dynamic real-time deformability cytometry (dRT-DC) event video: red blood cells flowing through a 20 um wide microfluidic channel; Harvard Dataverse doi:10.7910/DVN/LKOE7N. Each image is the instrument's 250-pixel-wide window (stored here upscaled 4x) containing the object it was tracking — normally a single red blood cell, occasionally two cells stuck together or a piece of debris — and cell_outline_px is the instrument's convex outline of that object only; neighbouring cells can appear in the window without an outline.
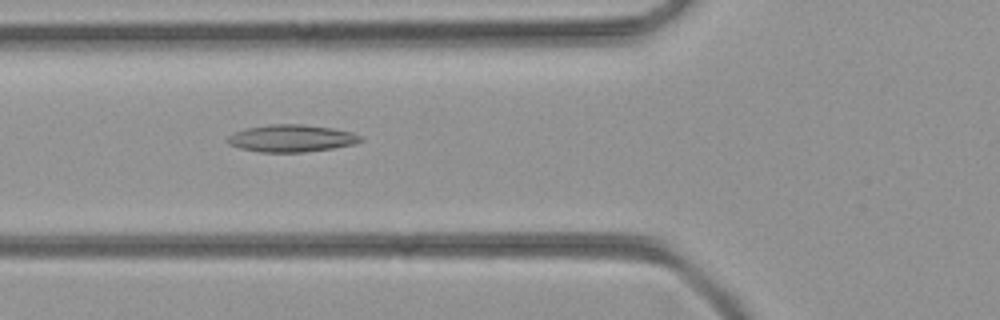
{"species": "common noctule bat (a hibernating species)", "species_latin": "Nyctalus noctula", "temperature_condition": "room temperature", "stored_images_in_passage": 48, "camera_frame_rate_fps": 3000, "um_per_image_px": 0.085, "animal": {"sex": "female", "body_mass_g": 21.9}, "frame": {"image": 1, "passage_image": 18, "time_ms": 5.667, "image_size_px": [1000, 320], "cell_outline_px": [[364, 140], [356, 144], [332, 148], [304, 152], [260, 152], [240, 148], [228, 144], [224, 140], [228, 136], [244, 128], [268, 124], [304, 124], [332, 128], [352, 132], [364, 136]], "centroid_in_image_um": [24.79, 11.75], "position_along_channel_um": 101.0, "area_um2": 21.39}}
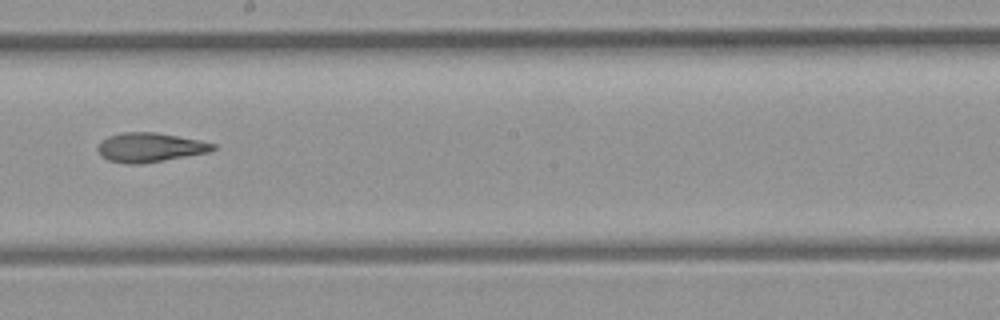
{"frame": {"image": 2, "passage_image": 27, "time_ms": 8.667, "image_size_px": [1000, 320], "cell_outline_px": [[216, 148], [208, 152], [164, 160], [140, 164], [128, 164], [108, 160], [100, 156], [96, 148], [108, 136], [124, 132], [156, 132], [200, 140], [216, 144]], "centroid_in_image_um": [12.73, 12.53], "position_along_channel_um": 235.5, "area_um2": 19.54}}
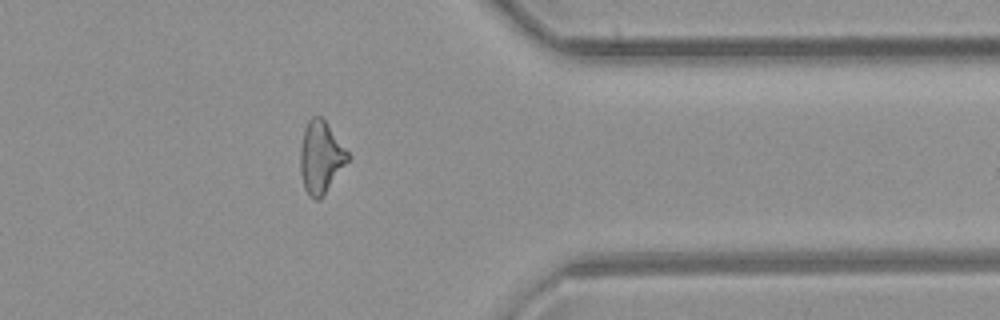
{"frame": {"image": 3, "passage_image": 38, "time_ms": 12.333, "image_size_px": [1000, 320], "cell_outline_px": [[352, 156], [320, 200], [316, 200], [308, 196], [304, 188], [300, 172], [300, 148], [304, 128], [308, 120], [312, 116], [320, 116], [328, 124]], "centroid_in_image_um": [27.27, 13.37], "position_along_channel_um": 384.1, "area_um2": 20.23}}